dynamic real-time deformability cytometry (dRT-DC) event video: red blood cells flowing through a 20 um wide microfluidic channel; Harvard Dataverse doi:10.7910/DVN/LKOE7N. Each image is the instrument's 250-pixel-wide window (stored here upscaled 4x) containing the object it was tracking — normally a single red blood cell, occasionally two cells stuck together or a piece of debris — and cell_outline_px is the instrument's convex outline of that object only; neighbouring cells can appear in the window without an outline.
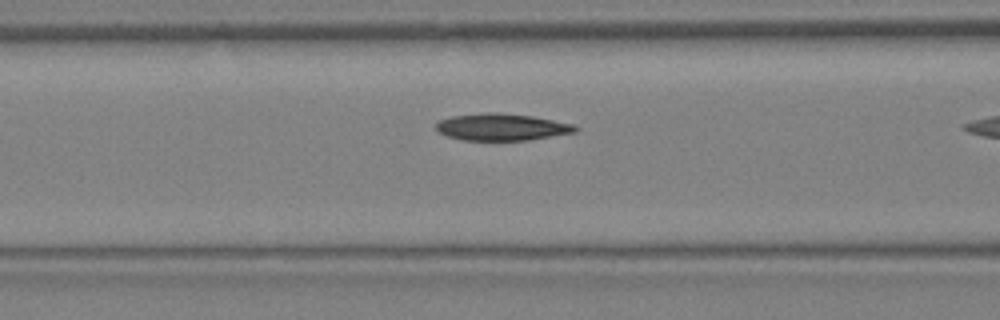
{"species": "Egyptian fruit bat (a non-hibernating species)", "species_latin": "Rousettus aegyptiacus", "temperature_condition": "warm", "stored_images_in_passage": 6, "camera_frame_rate_fps": 3000, "um_per_image_px": 0.085, "animal": {"sex": "female"}, "frame": {"image": 1, "passage_image": 5, "time_ms": 1.333, "image_size_px": [1000, 320], "cell_outline_px": [[580, 128], [576, 132], [528, 140], [464, 140], [448, 136], [440, 132], [436, 128], [436, 124], [440, 120], [452, 116], [484, 112], [496, 112], [532, 116], [576, 124]], "centroid_in_image_um": [42.7, 10.79], "position_along_channel_um": 123.9, "area_um2": 21.85}}